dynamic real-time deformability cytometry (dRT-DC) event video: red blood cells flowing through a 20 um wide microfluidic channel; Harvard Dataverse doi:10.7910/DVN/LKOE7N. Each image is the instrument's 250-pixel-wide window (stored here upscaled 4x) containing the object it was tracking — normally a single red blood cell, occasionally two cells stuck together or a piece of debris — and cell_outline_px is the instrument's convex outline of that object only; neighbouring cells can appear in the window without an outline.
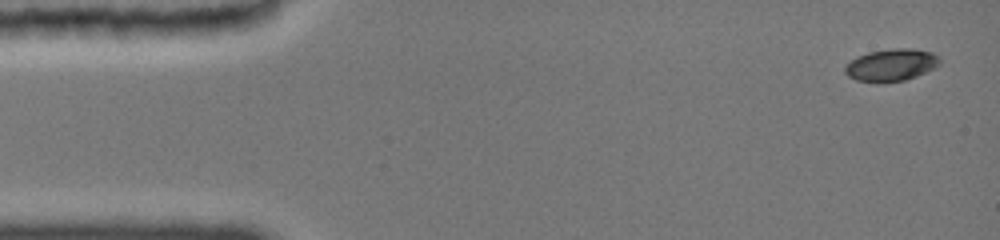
{"species": "common noctule bat (a hibernating species)", "species_latin": "Nyctalus noctula", "temperature_condition": "cold", "stored_images_in_passage": 76, "camera_frame_rate_fps": 3000, "um_per_image_px": 0.085, "animal": {"sex": "female", "body_mass_g": 19.0, "forearm_length_mm": 51.5}, "frame": {"image": 1, "passage_image": 1, "time_ms": 0.0, "image_size_px": [1000, 240], "cell_outline_px": [[940, 64], [916, 76], [904, 80], [856, 80], [848, 76], [844, 72], [844, 68], [856, 56], [868, 52], [892, 48], [916, 48], [932, 52], [940, 56]], "centroid_in_image_um": [75.78, 5.47], "position_along_channel_um": 9.2, "area_um2": 17.34}}
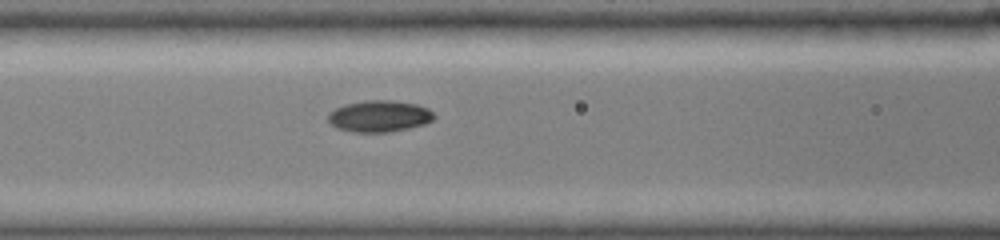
{"frame": {"image": 2, "passage_image": 42, "time_ms": 6.0, "image_size_px": [1000, 240], "cell_outline_px": [[436, 116], [432, 120], [424, 124], [408, 128], [388, 132], [356, 132], [336, 128], [328, 120], [328, 112], [344, 104], [364, 100], [396, 100], [416, 104], [428, 108]], "centroid_in_image_um": [32.23, 9.86], "position_along_channel_um": 134.4, "area_um2": 19.54}}
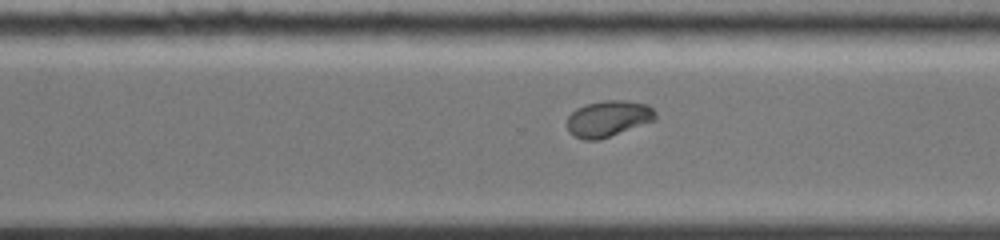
{"frame": {"image": 3, "passage_image": 75, "time_ms": 10.667, "image_size_px": [1000, 240], "cell_outline_px": [[656, 120], [596, 140], [584, 140], [568, 132], [568, 116], [576, 108], [584, 104], [604, 100], [628, 100], [648, 104], [656, 112]], "centroid_in_image_um": [51.71, 10.05], "position_along_channel_um": 318.9, "area_um2": 18.55}}